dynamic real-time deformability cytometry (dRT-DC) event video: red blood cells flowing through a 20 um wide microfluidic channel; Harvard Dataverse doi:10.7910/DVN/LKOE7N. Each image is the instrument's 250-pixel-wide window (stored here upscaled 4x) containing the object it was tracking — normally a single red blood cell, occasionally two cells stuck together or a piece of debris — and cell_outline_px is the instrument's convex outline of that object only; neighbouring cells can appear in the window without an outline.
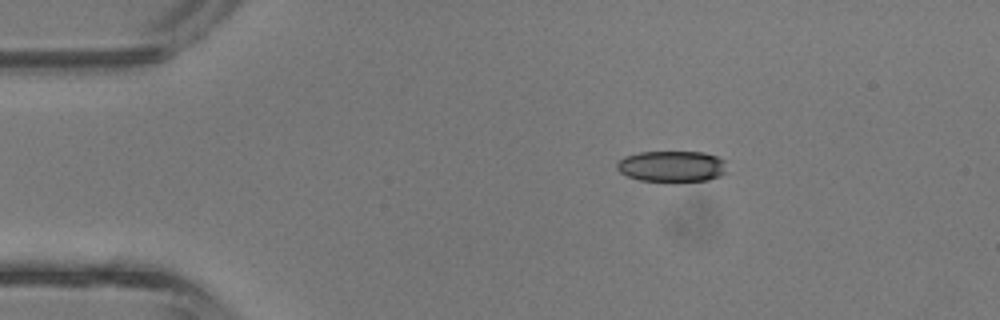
{"species": "common noctule bat (a hibernating species)", "species_latin": "Nyctalus noctula", "temperature_condition": "room temperature", "stored_images_in_passage": 3, "camera_frame_rate_fps": 3000, "um_per_image_px": 0.085, "animal": {"sex": "male", "body_mass_g": 13.3}, "frame": {"image": 1, "passage_image": 2, "time_ms": 0.333, "image_size_px": [1000, 320], "cell_outline_px": [[728, 172], [720, 176], [708, 180], [640, 180], [628, 176], [620, 172], [616, 168], [616, 164], [624, 156], [640, 152], [704, 152], [716, 156], [724, 160]], "centroid_in_image_um": [57.13, 14.12], "position_along_channel_um": 27.9, "area_um2": 19.71}}